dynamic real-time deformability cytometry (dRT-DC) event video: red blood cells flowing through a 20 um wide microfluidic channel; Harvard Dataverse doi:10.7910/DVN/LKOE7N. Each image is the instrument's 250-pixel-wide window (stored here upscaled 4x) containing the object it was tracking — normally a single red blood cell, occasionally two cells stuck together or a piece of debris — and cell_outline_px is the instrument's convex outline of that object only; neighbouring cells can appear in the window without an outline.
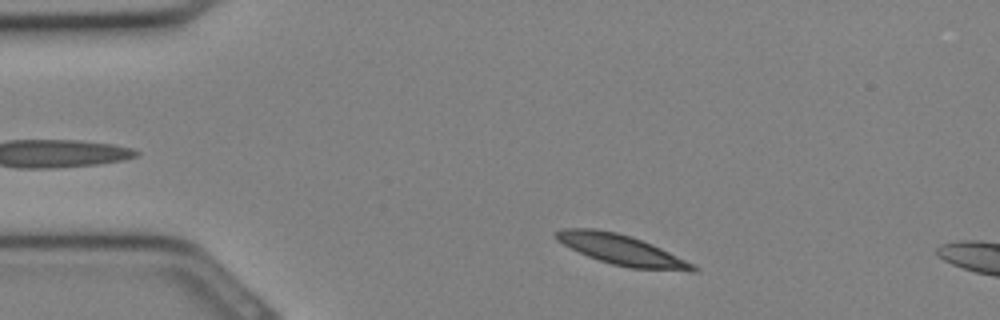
{"species": "Egyptian fruit bat (a non-hibernating species)", "species_latin": "Rousettus aegyptiacus", "temperature_condition": "cold", "stored_images_in_passage": 29, "segment_of_instrument_passage": [1, 2], "camera_frame_rate_fps": 3000, "um_per_image_px": 0.085, "animal": {"sex": "female"}, "frame": {"image": 1, "passage_image": 2, "time_ms": 0.333, "image_size_px": [1000, 320], "cell_outline_px": [[700, 268], [696, 272], [688, 272], [628, 268], [612, 264], [588, 256], [556, 240], [552, 236], [552, 232], [564, 228], [596, 228], [616, 232], [632, 236], [652, 244], [696, 264]], "centroid_in_image_um": [52.89, 21.25], "position_along_channel_um": 32.1, "area_um2": 24.57}}
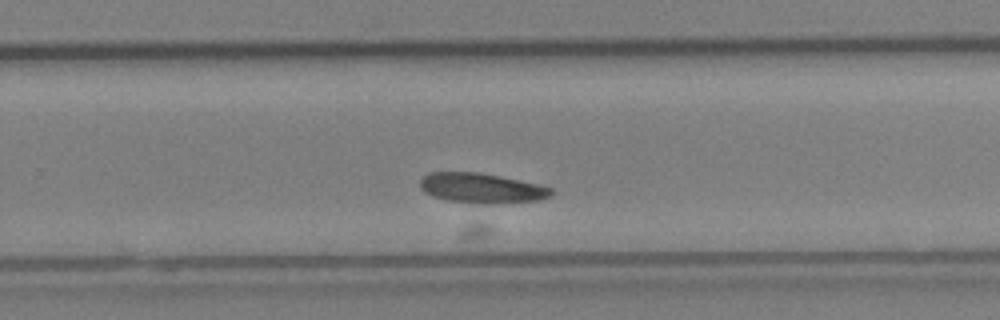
{"frame": {"image": 2, "passage_image": 17, "time_ms": 5.333, "image_size_px": [1000, 320], "cell_outline_px": [[556, 192], [552, 196], [540, 200], [500, 204], [472, 204], [448, 200], [432, 196], [424, 192], [420, 188], [420, 180], [428, 172], [480, 172], [540, 184], [552, 188]], "centroid_in_image_um": [40.98, 16.0], "position_along_channel_um": 288.8, "area_um2": 23.47}}
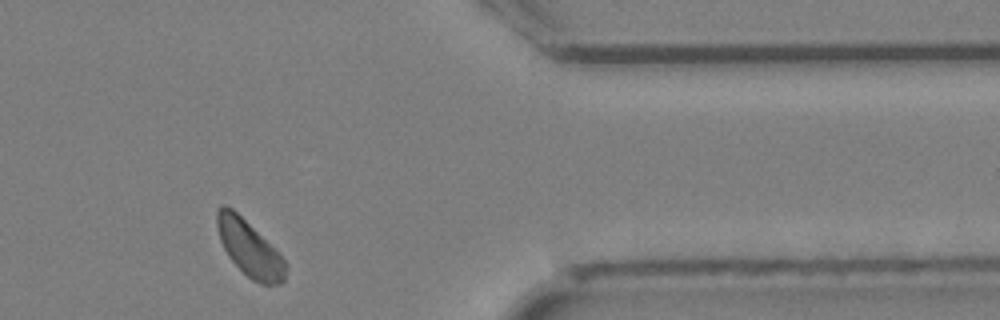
{"frame": {"image": 3, "passage_image": 23, "time_ms": 7.333, "image_size_px": [1000, 320], "cell_outline_px": [[288, 268], [284, 280], [280, 284], [260, 284], [252, 280], [228, 256], [220, 240], [216, 224], [216, 208], [220, 204], [224, 204], [232, 208], [288, 264]], "centroid_in_image_um": [21.17, 21.12], "position_along_channel_um": 390.2, "area_um2": 21.68}}